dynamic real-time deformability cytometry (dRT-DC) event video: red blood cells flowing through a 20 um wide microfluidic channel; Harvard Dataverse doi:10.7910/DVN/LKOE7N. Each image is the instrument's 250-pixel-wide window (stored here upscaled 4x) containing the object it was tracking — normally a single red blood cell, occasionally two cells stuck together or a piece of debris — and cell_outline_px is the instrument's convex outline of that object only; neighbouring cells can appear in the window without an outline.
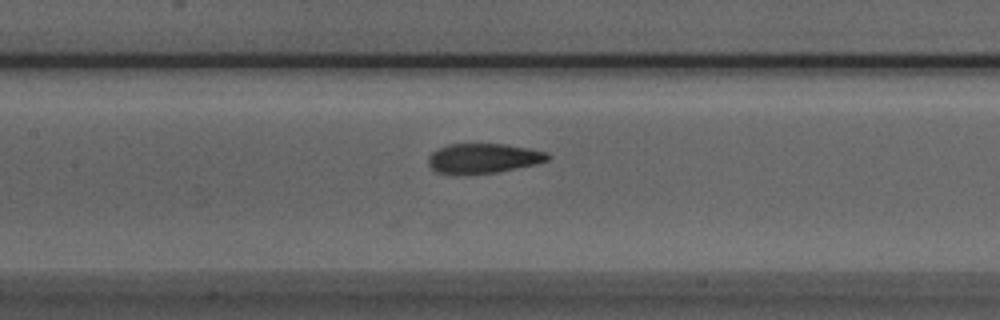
{"species": "Egyptian fruit bat (a non-hibernating species)", "species_latin": "Rousettus aegyptiacus", "temperature_condition": "room temperature", "stored_images_in_passage": 25, "camera_frame_rate_fps": 3000, "um_per_image_px": 0.085, "animal": {"sex": "male"}, "frame": {"image": 1, "passage_image": 8, "time_ms": 2.333, "image_size_px": [1000, 320], "cell_outline_px": [[552, 156], [548, 160], [536, 164], [496, 172], [436, 172], [428, 164], [428, 156], [432, 152], [448, 144], [504, 144], [528, 148], [544, 152]], "centroid_in_image_um": [41.1, 13.42], "position_along_channel_um": 166.3, "area_um2": 20.06}}
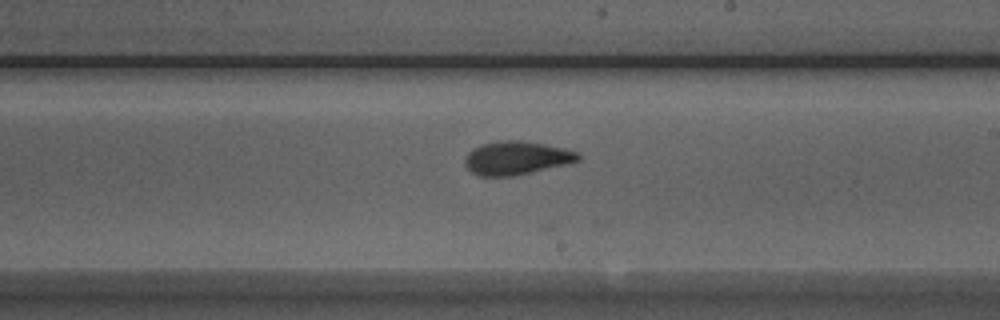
{"frame": {"image": 2, "passage_image": 14, "time_ms": 4.333, "image_size_px": [1000, 320], "cell_outline_px": [[580, 160], [564, 164], [512, 176], [480, 176], [472, 172], [464, 164], [464, 160], [468, 152], [472, 148], [484, 144], [500, 140], [520, 140], [544, 144], [564, 148], [580, 152]], "centroid_in_image_um": [43.88, 13.41], "position_along_channel_um": 245.1, "area_um2": 21.85}}
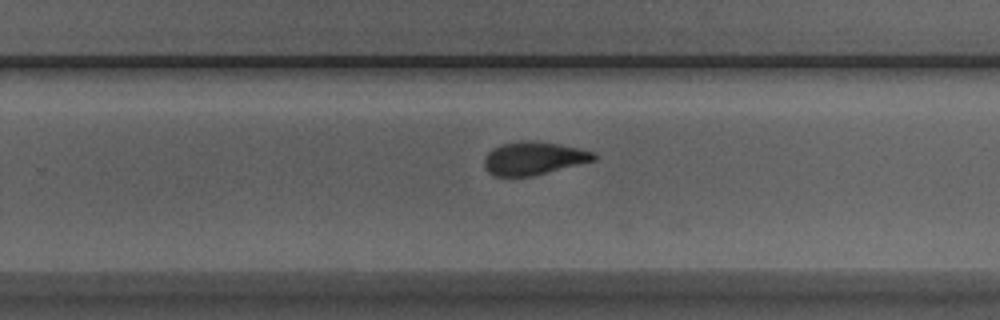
{"frame": {"image": 3, "passage_image": 17, "time_ms": 5.333, "image_size_px": [1000, 320], "cell_outline_px": [[596, 160], [532, 176], [496, 176], [488, 172], [484, 164], [484, 160], [488, 152], [492, 148], [500, 144], [520, 140], [532, 140], [560, 144], [596, 152]], "centroid_in_image_um": [45.36, 13.44], "position_along_channel_um": 284.4, "area_um2": 21.21}}